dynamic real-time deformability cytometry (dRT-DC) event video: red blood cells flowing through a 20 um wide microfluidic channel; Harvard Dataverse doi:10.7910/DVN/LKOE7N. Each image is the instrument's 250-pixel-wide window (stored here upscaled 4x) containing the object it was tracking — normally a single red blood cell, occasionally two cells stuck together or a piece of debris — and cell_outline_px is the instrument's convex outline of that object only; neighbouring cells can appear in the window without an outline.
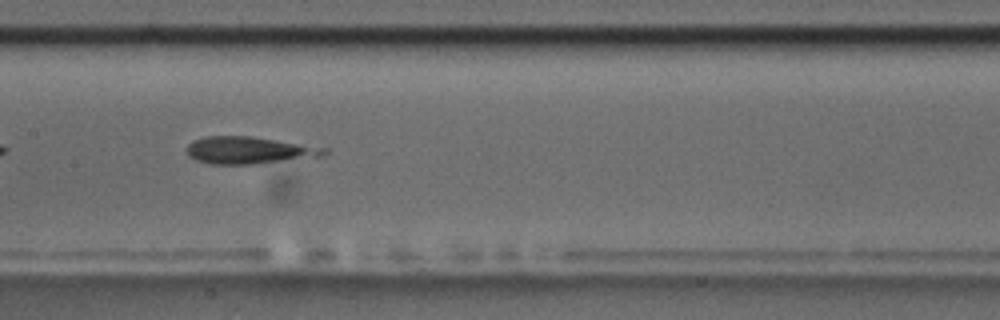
{"species": "common noctule bat (a hibernating species)", "species_latin": "Nyctalus noctula", "temperature_condition": "room temperature", "stored_images_in_passage": 40, "camera_frame_rate_fps": 3000, "um_per_image_px": 0.085, "animal": {"sex": "male", "body_mass_g": 17.5, "forearm_length_mm": 52.3}, "frame": {"image": 1, "passage_image": 12, "time_ms": 3.667, "image_size_px": [1000, 320], "cell_outline_px": [[328, 152], [324, 156], [252, 164], [212, 164], [196, 160], [188, 156], [184, 148], [192, 140], [204, 136], [248, 136], [276, 140], [328, 148]], "centroid_in_image_um": [21.11, 12.77], "position_along_channel_um": 186.3, "area_um2": 21.79}}
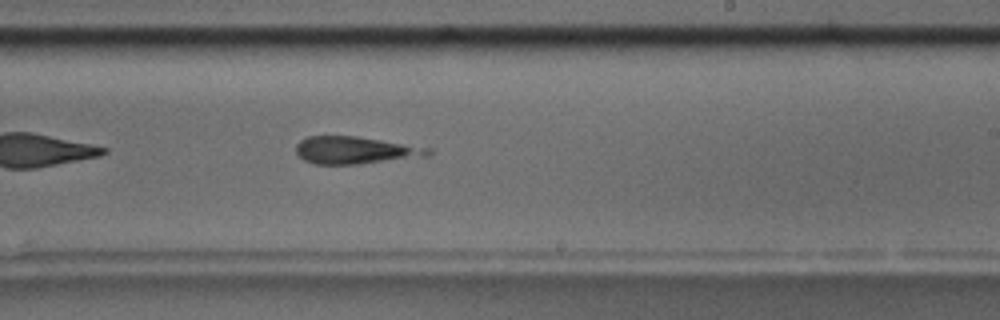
{"frame": {"image": 2, "passage_image": 18, "time_ms": 5.667, "image_size_px": [1000, 320], "cell_outline_px": [[432, 152], [428, 156], [356, 164], [316, 164], [304, 160], [296, 152], [296, 144], [300, 140], [308, 136], [356, 136], [432, 148]], "centroid_in_image_um": [30.19, 12.76], "position_along_channel_um": 258.8, "area_um2": 20.92}}